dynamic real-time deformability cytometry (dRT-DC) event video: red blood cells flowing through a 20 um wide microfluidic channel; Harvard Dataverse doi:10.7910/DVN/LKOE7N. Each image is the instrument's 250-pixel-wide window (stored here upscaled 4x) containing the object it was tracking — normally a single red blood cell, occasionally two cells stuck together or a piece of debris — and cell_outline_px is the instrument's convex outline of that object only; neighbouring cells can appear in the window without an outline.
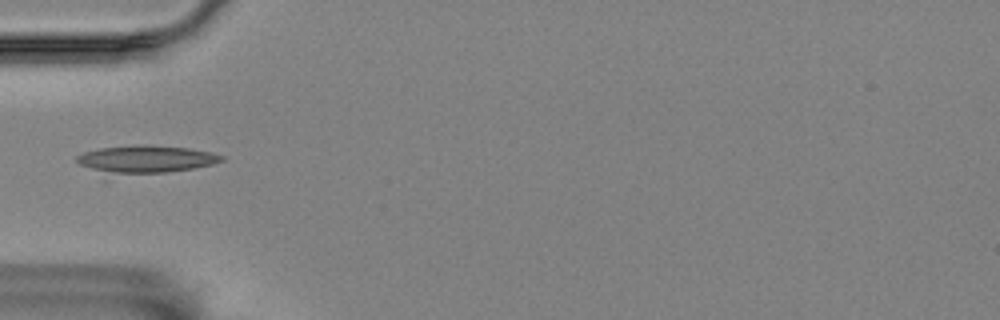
{"species": "Egyptian fruit bat (a non-hibernating species)", "species_latin": "Rousettus aegyptiacus", "temperature_condition": "room temperature", "stored_images_in_passage": 8, "camera_frame_rate_fps": 3000, "um_per_image_px": 0.085, "animal": {"sex": "female"}, "frame": {"image": 1, "passage_image": 6, "time_ms": 1.667, "image_size_px": [1000, 320], "cell_outline_px": [[224, 160], [212, 164], [192, 168], [168, 172], [104, 180], [80, 164], [76, 160], [76, 156], [84, 152], [100, 148], [188, 148], [212, 152], [224, 156]], "centroid_in_image_um": [12.2, 13.68], "position_along_channel_um": 72.8, "area_um2": 23.7}}
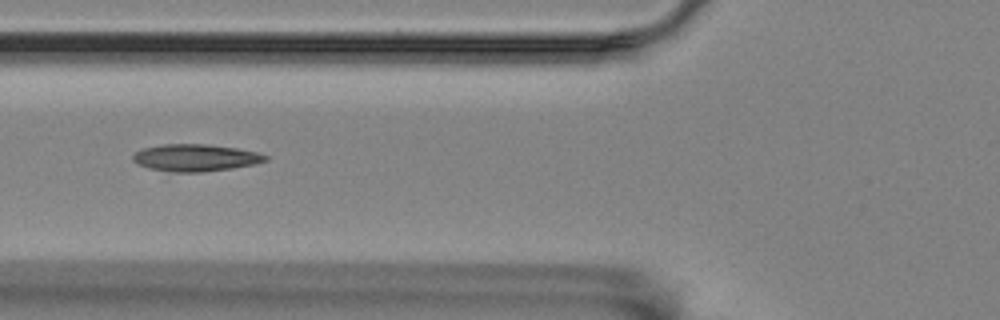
{"frame": {"image": 2, "passage_image": 7, "time_ms": 2.0, "image_size_px": [1000, 320], "cell_outline_px": [[268, 160], [256, 164], [232, 168], [200, 172], [172, 172], [148, 168], [132, 160], [132, 156], [136, 152], [144, 148], [164, 144], [208, 144], [236, 148], [256, 152], [268, 156]], "centroid_in_image_um": [16.63, 13.41], "position_along_channel_um": 109.2, "area_um2": 20.81}}
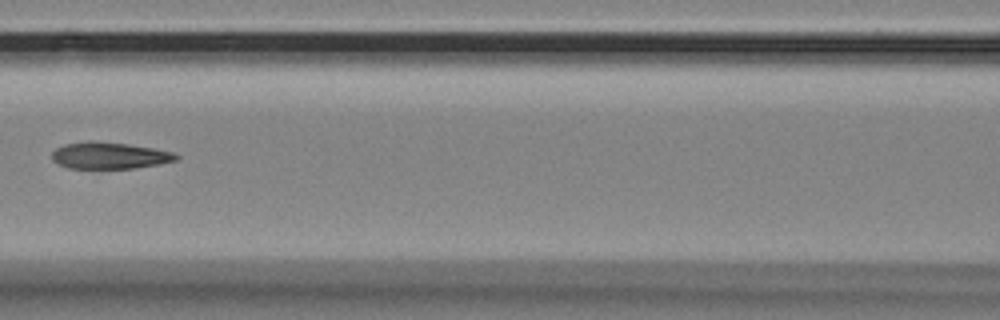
{"frame": {"image": 3, "passage_image": 8, "time_ms": 2.333, "image_size_px": [1000, 320], "cell_outline_px": [[180, 156], [176, 160], [160, 164], [136, 168], [68, 168], [52, 160], [52, 152], [56, 148], [64, 144], [88, 140], [92, 140], [128, 144], [152, 148], [172, 152]], "centroid_in_image_um": [9.29, 13.21], "position_along_channel_um": 157.3, "area_um2": 19.31}}